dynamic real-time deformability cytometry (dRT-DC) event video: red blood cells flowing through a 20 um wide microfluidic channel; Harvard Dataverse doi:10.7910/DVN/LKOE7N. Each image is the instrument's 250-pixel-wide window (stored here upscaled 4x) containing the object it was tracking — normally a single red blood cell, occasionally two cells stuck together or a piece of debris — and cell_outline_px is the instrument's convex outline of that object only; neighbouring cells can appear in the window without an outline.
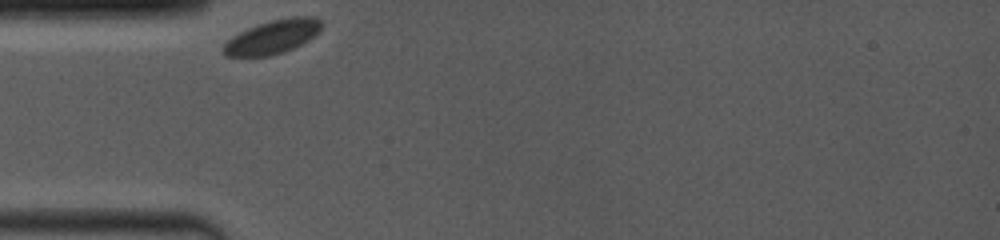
{"species": "common noctule bat (a hibernating species)", "species_latin": "Nyctalus noctula", "temperature_condition": "room temperature", "stored_images_in_passage": 37, "camera_frame_rate_fps": 4000, "um_per_image_px": 0.085, "animal": {"sex": "female", "body_mass_g": 19.0, "forearm_length_mm": 53.3}, "frame": {"image": 1, "passage_image": 1, "time_ms": 0.0, "image_size_px": [1000, 240], "cell_outline_px": [[320, 32], [308, 40], [284, 52], [268, 56], [228, 56], [224, 52], [224, 44], [232, 36], [248, 28], [272, 20], [292, 16], [312, 16], [320, 20]], "centroid_in_image_um": [23.19, 3.13], "position_along_channel_um": 61.8, "area_um2": 18.96}}
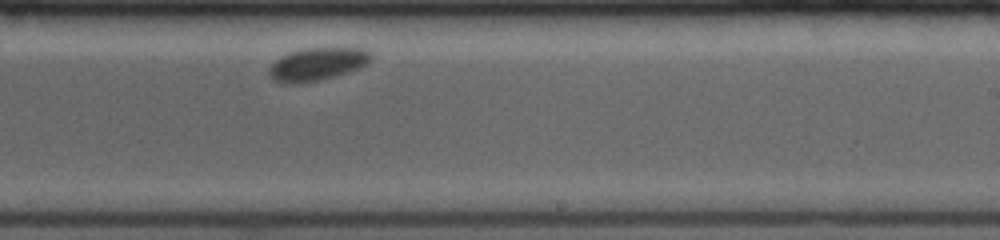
{"frame": {"image": 2, "passage_image": 21, "time_ms": 6.0, "image_size_px": [1000, 240], "cell_outline_px": [[372, 56], [364, 64], [356, 68], [332, 76], [316, 80], [292, 84], [272, 80], [268, 72], [268, 68], [276, 60], [292, 52], [304, 48], [364, 48]], "centroid_in_image_um": [26.9, 5.44], "position_along_channel_um": 262.1, "area_um2": 18.73}}
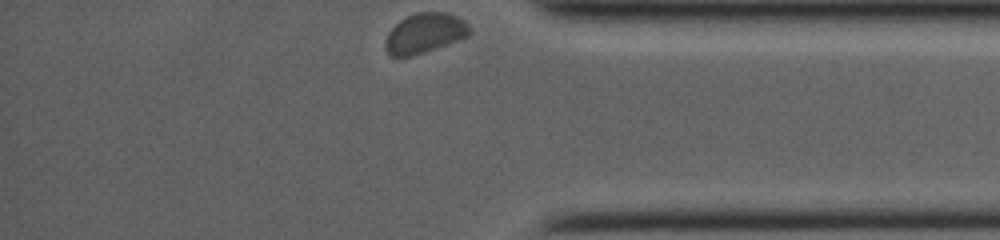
{"frame": {"image": 3, "passage_image": 37, "time_ms": 10.0, "image_size_px": [1000, 240], "cell_outline_px": [[472, 32], [468, 36], [460, 40], [412, 56], [392, 56], [388, 52], [384, 44], [388, 32], [400, 20], [416, 12], [448, 12], [464, 20], [472, 28]], "centroid_in_image_um": [36.14, 2.81], "position_along_channel_um": 399.1, "area_um2": 19.65}}